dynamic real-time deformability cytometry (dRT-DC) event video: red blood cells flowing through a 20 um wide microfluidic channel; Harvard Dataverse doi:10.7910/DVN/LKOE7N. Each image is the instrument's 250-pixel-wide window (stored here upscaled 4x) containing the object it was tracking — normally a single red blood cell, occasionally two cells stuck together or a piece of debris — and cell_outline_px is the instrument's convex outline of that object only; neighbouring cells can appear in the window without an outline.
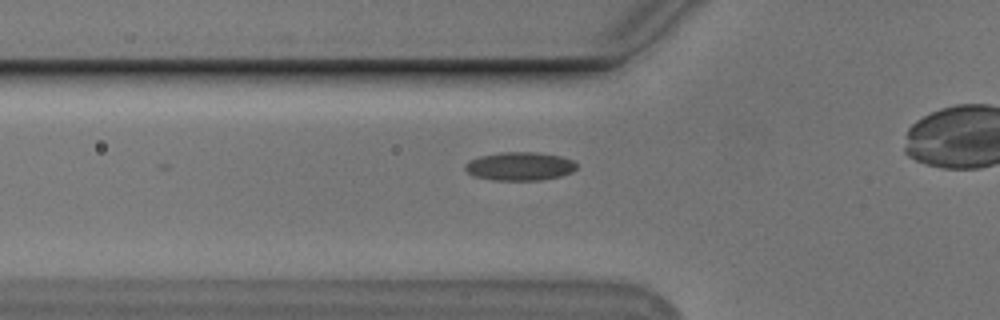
{"species": "Egyptian fruit bat (a non-hibernating species)", "species_latin": "Rousettus aegyptiacus", "temperature_condition": "cold", "stored_images_in_passage": 24, "camera_frame_rate_fps": 3000, "um_per_image_px": 0.085, "animal": {"sex": "male"}, "frame": {"image": 1, "passage_image": 4, "time_ms": 1.0, "image_size_px": [1000, 320], "cell_outline_px": [[576, 168], [572, 172], [560, 176], [540, 180], [492, 180], [472, 176], [464, 168], [464, 164], [468, 160], [480, 156], [500, 152], [536, 152], [560, 156], [572, 160], [576, 164]], "centroid_in_image_um": [44.13, 14.13], "position_along_channel_um": 81.7, "area_um2": 18.55}}
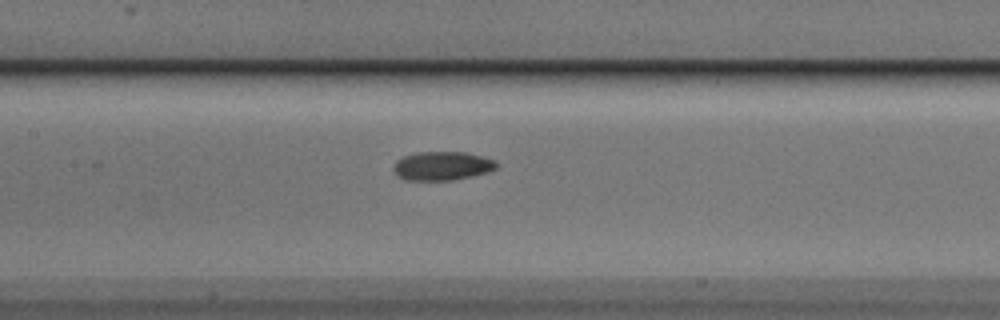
{"frame": {"image": 2, "passage_image": 11, "time_ms": 3.333, "image_size_px": [1000, 320], "cell_outline_px": [[496, 168], [472, 176], [452, 180], [404, 180], [396, 176], [392, 168], [396, 160], [404, 156], [416, 152], [464, 152], [496, 160]], "centroid_in_image_um": [37.51, 14.1], "position_along_channel_um": 169.9, "area_um2": 17.22}}
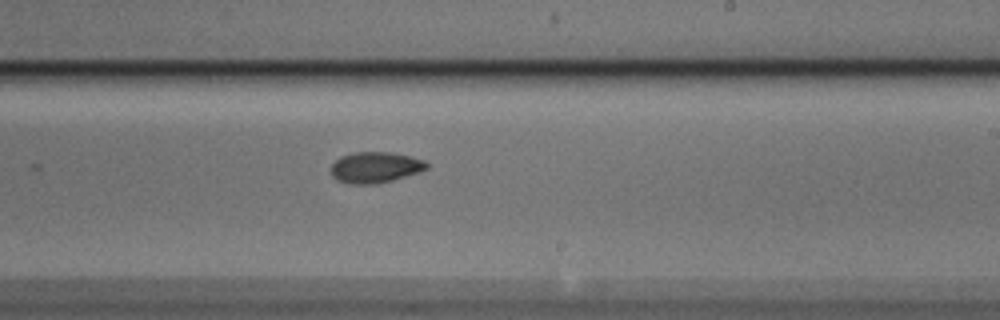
{"frame": {"image": 3, "passage_image": 18, "time_ms": 5.667, "image_size_px": [1000, 320], "cell_outline_px": [[428, 168], [420, 172], [392, 180], [376, 184], [348, 184], [336, 180], [332, 176], [332, 164], [340, 156], [352, 152], [392, 152], [424, 160], [428, 164]], "centroid_in_image_um": [31.88, 14.23], "position_along_channel_um": 257.1, "area_um2": 17.34}}